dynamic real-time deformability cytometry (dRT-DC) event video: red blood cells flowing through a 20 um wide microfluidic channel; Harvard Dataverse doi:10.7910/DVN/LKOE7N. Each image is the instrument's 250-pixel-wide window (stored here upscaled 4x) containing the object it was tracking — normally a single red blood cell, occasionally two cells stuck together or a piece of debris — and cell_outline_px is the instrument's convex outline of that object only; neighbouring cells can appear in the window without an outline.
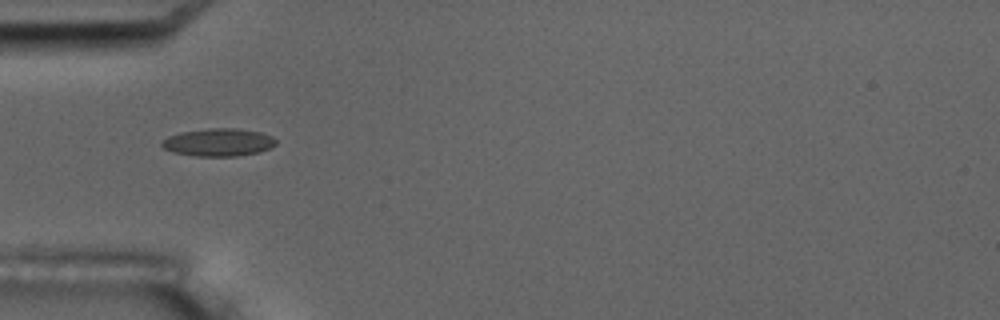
{"species": "common noctule bat (a hibernating species)", "species_latin": "Nyctalus noctula", "temperature_condition": "room temperature", "stored_images_in_passage": 8, "camera_frame_rate_fps": 3000, "um_per_image_px": 0.085, "animal": {"sex": "male", "body_mass_g": 17.5, "forearm_length_mm": 52.3}, "frame": {"image": 1, "passage_image": 6, "time_ms": 6.0, "image_size_px": [1000, 320], "cell_outline_px": [[276, 144], [272, 148], [260, 152], [236, 156], [196, 156], [172, 152], [164, 148], [160, 144], [160, 140], [168, 136], [180, 132], [208, 128], [236, 128], [260, 132], [272, 136], [276, 140]], "centroid_in_image_um": [18.56, 12.09], "position_along_channel_um": 66.4, "area_um2": 18.67}}